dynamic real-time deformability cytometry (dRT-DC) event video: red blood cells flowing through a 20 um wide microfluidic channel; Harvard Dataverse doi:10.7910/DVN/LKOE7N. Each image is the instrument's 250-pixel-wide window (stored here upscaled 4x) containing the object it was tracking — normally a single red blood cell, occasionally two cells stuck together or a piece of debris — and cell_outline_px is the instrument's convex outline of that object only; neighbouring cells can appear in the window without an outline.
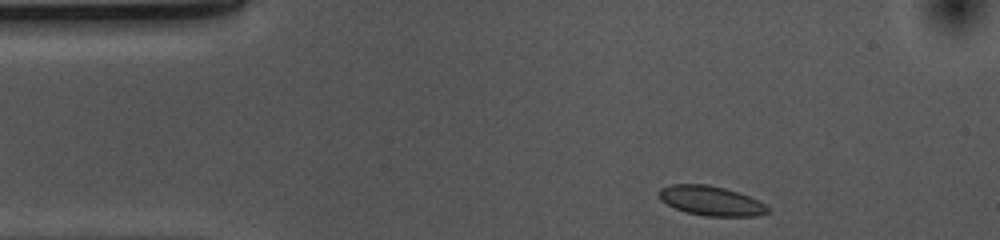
{"species": "common noctule bat (a hibernating species)", "species_latin": "Nyctalus noctula", "temperature_condition": "cold", "stored_images_in_passage": 36, "camera_frame_rate_fps": 3000, "um_per_image_px": 0.085, "animal": {"sex": "female", "body_mass_g": 10.0, "forearm_length_mm": 53.1}, "frame": {"image": 1, "passage_image": 1, "time_ms": 0.0, "image_size_px": [1000, 240], "cell_outline_px": [[768, 212], [756, 216], [704, 216], [688, 212], [676, 208], [660, 200], [656, 192], [660, 188], [672, 184], [708, 184], [724, 188], [748, 196], [764, 204], [768, 208]], "centroid_in_image_um": [60.37, 17.06], "position_along_channel_um": 24.6, "area_um2": 18.55}}
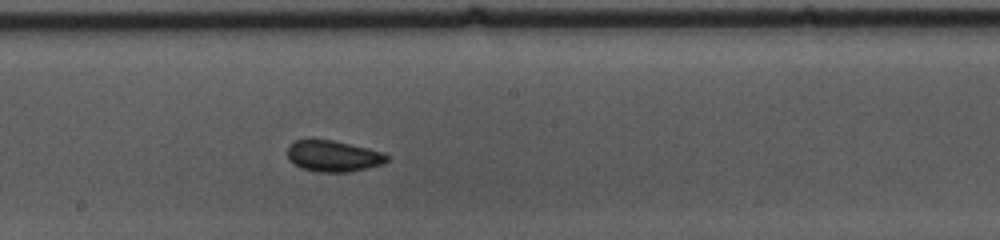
{"frame": {"image": 2, "passage_image": 21, "time_ms": 6.667, "image_size_px": [1000, 240], "cell_outline_px": [[388, 160], [384, 164], [368, 168], [348, 172], [320, 172], [300, 168], [288, 160], [288, 144], [296, 140], [332, 140], [368, 148], [384, 152], [388, 156]], "centroid_in_image_um": [28.33, 13.27], "position_along_channel_um": 219.9, "area_um2": 18.15}}
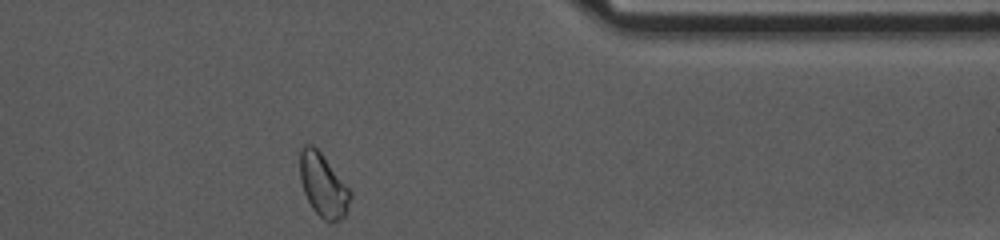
{"frame": {"image": 3, "passage_image": 36, "time_ms": 11.667, "image_size_px": [1000, 240], "cell_outline_px": [[352, 196], [344, 216], [340, 220], [324, 220], [312, 208], [304, 192], [300, 180], [300, 148], [304, 144], [312, 144], [320, 152], [352, 192]], "centroid_in_image_um": [27.45, 15.72], "position_along_channel_um": 383.9, "area_um2": 18.26}, "authors_computed_cell_mechanics": {"area_um2": 18.1781, "velocity_mm_per_s": 3.6791, "shape_relaxation_time_tau1_ms": 2.3997, "shape_relaxation_time_tau2_ms": 4.1861, "deformation_change_tau1": 0.0499, "deformation_change_tau2": 0.0528}}